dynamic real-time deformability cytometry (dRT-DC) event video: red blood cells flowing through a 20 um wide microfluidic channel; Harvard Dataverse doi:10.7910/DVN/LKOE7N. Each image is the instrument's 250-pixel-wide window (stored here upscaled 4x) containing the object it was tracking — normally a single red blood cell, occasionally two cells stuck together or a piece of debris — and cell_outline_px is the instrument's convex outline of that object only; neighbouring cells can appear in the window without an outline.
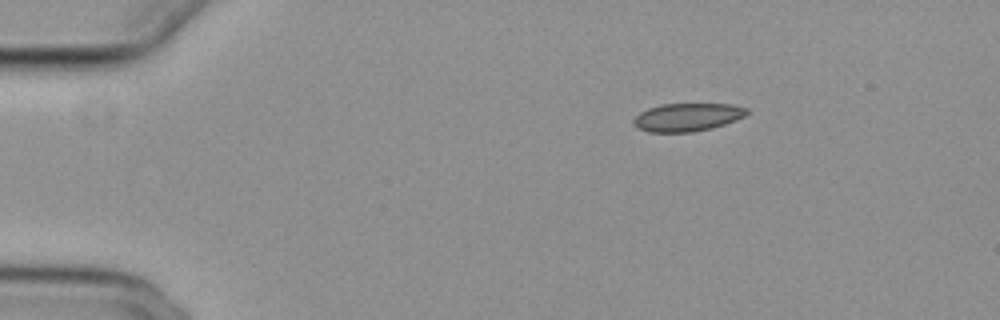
{"species": "common noctule bat (a hibernating species)", "species_latin": "Nyctalus noctula", "temperature_condition": "cold", "stored_images_in_passage": 47, "camera_frame_rate_fps": 3000, "um_per_image_px": 0.085, "animal": {"sex": "female", "body_mass_g": 29.2, "forearm_length_mm": 56.3}, "frame": {"image": 1, "passage_image": 1, "time_ms": 0.0, "image_size_px": [1000, 320], "cell_outline_px": [[748, 112], [744, 116], [736, 120], [712, 128], [692, 132], [648, 132], [636, 128], [632, 120], [640, 112], [648, 108], [660, 104], [732, 104], [748, 108]], "centroid_in_image_um": [58.4, 9.96], "position_along_channel_um": 26.6, "area_um2": 18.61}}
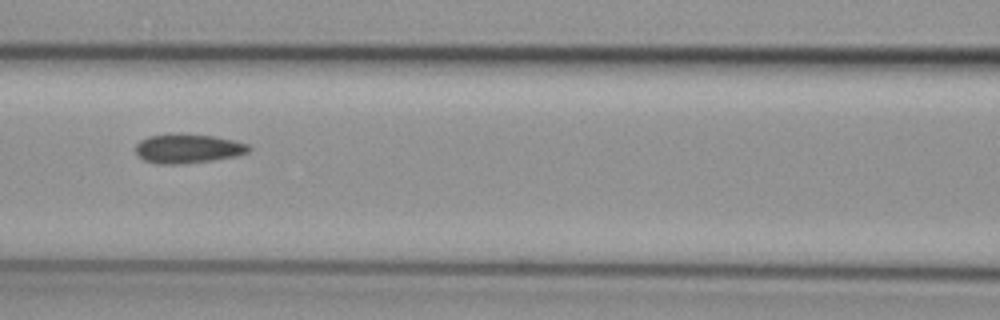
{"frame": {"image": 2, "passage_image": 17, "time_ms": 5.333, "image_size_px": [1000, 320], "cell_outline_px": [[252, 148], [248, 152], [236, 156], [212, 160], [180, 164], [156, 164], [144, 160], [136, 156], [136, 144], [140, 140], [148, 136], [180, 132], [216, 136], [248, 144]], "centroid_in_image_um": [15.94, 12.61], "position_along_channel_um": 150.7, "area_um2": 19.65}}
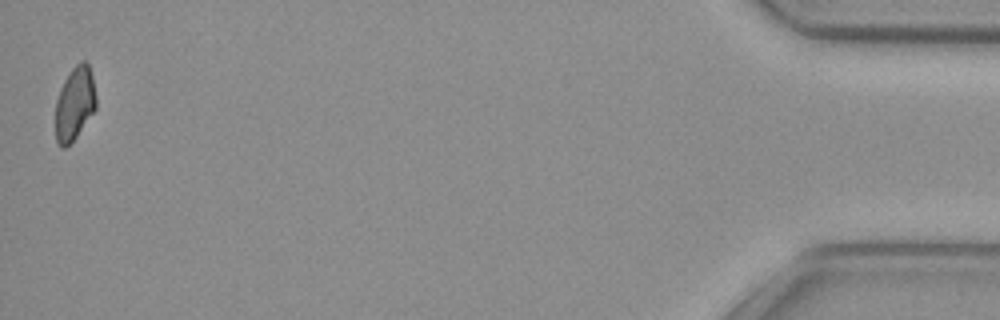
{"frame": {"image": 3, "passage_image": 47, "time_ms": 15.333, "image_size_px": [1000, 320], "cell_outline_px": [[96, 108], [76, 136], [64, 148], [60, 148], [56, 144], [56, 100], [60, 88], [64, 80], [72, 68], [80, 60], [84, 60], [88, 64], [92, 76], [96, 96]], "centroid_in_image_um": [6.34, 8.79], "position_along_channel_um": 428.9, "area_um2": 17.28}, "authors_computed_cell_mechanics": {"area_um2": 18.9584, "velocity_mm_per_s": 3.7202, "shape_relaxation_time_tau1_ms": null, "shape_relaxation_time_tau2_ms": 5.8198, "deformation_change_tau1": null, "deformation_change_tau2": 0.1078}}